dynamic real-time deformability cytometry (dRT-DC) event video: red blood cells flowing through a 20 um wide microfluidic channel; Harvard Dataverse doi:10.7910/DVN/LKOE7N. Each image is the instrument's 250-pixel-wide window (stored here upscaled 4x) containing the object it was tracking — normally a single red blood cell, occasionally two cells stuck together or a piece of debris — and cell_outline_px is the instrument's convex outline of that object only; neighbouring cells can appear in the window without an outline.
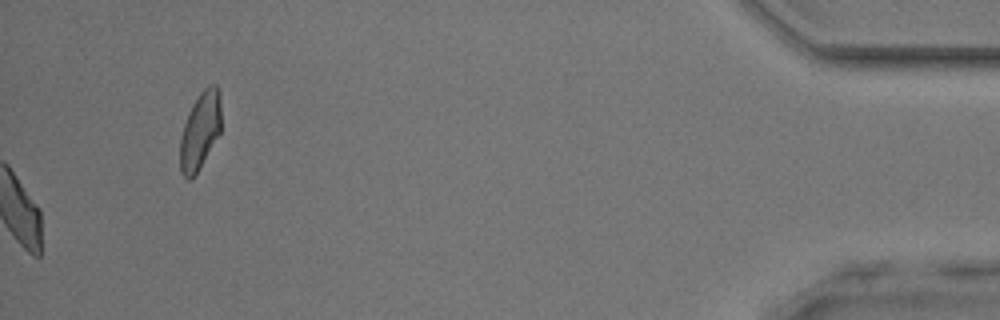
{"species": "common noctule bat (a hibernating species)", "species_latin": "Nyctalus noctula", "temperature_condition": "room temperature", "stored_images_in_passage": 33, "camera_frame_rate_fps": 3000, "um_per_image_px": 0.085, "animal": {"sex": "male", "body_mass_g": 17.9, "forearm_length_mm": 54.2}, "frame": {"image": 1, "passage_image": 33, "time_ms": 10.667, "image_size_px": [1000, 320], "cell_outline_px": [[220, 132], [200, 168], [188, 180], [180, 172], [180, 140], [184, 124], [188, 112], [192, 104], [200, 92], [208, 84], [216, 84], [220, 92]], "centroid_in_image_um": [17.0, 11.07], "position_along_channel_um": 418.2, "area_um2": 18.44}}